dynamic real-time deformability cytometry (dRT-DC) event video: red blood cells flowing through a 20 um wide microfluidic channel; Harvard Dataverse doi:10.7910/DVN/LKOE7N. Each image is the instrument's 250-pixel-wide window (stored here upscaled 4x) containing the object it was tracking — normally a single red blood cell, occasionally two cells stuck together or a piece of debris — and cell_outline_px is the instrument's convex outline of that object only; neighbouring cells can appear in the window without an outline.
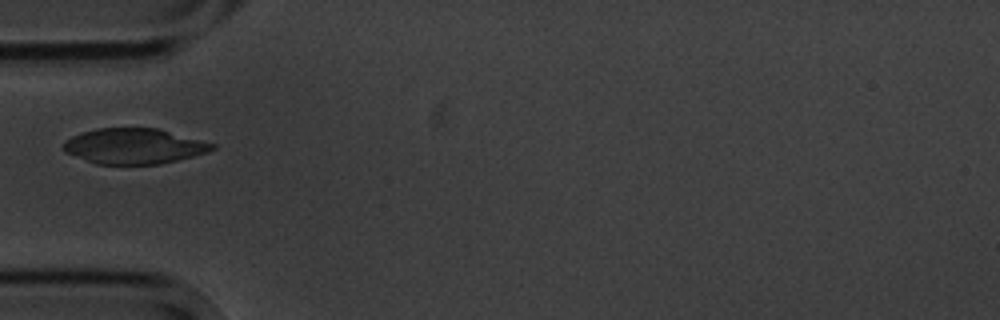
{"species": "common noctule bat (a hibernating species)", "species_latin": "Nyctalus noctula", "temperature_condition": "cold", "stored_images_in_passage": 11, "camera_frame_rate_fps": 3000, "um_per_image_px": 0.085, "animal": {"sex": "male", "body_mass_g": 20.1, "forearm_length_mm": 53.5}, "frame": {"image": 1, "passage_image": 5, "time_ms": 5.667, "image_size_px": [1000, 320], "cell_outline_px": [[216, 148], [208, 152], [160, 164], [96, 164], [64, 152], [60, 148], [72, 136], [96, 128], [156, 128], [216, 144]], "centroid_in_image_um": [11.38, 12.43], "position_along_channel_um": 73.6, "area_um2": 30.52}}
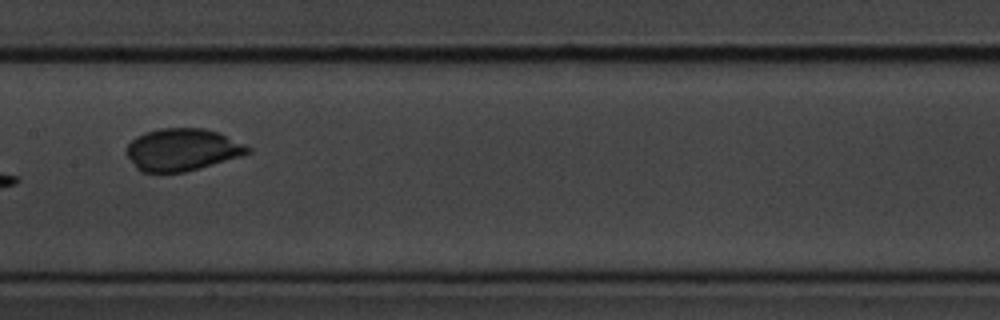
{"frame": {"image": 2, "passage_image": 8, "time_ms": 9.0, "image_size_px": [1000, 320], "cell_outline_px": [[252, 152], [240, 156], [200, 168], [184, 172], [140, 172], [136, 168], [124, 152], [128, 144], [136, 136], [144, 132], [160, 128], [204, 128], [220, 132], [252, 148]], "centroid_in_image_um": [15.47, 12.71], "position_along_channel_um": 191.9, "area_um2": 30.06}}
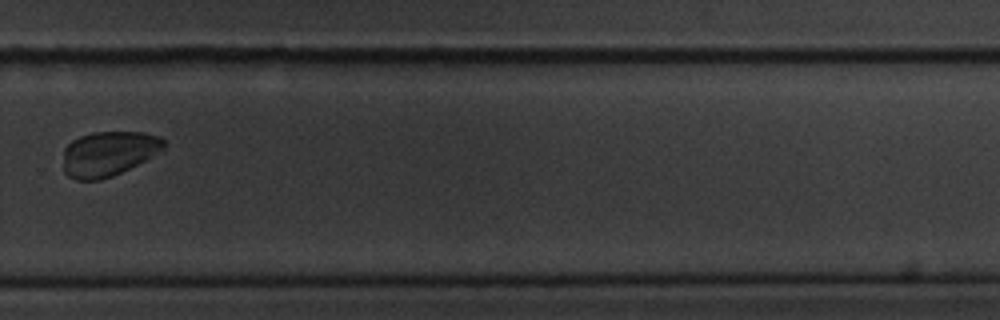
{"frame": {"image": 3, "passage_image": 11, "time_ms": 12.667, "image_size_px": [1000, 320], "cell_outline_px": [[164, 148], [152, 156], [112, 176], [100, 180], [76, 180], [68, 176], [64, 172], [64, 148], [72, 140], [80, 136], [92, 132], [144, 132], [160, 136], [164, 140]], "centroid_in_image_um": [9.19, 13.05], "position_along_channel_um": 320.6, "area_um2": 26.13}}